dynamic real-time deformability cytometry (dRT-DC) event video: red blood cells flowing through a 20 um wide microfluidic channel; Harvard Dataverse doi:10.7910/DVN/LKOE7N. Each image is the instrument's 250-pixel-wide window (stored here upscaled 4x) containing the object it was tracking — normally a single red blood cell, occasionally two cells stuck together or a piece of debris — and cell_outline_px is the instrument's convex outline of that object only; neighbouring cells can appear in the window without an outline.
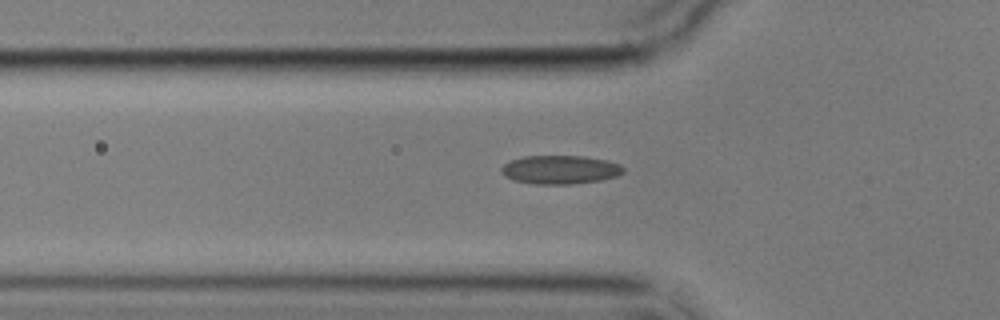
{"species": "common noctule bat (a hibernating species)", "species_latin": "Nyctalus noctula", "temperature_condition": "cold", "stored_images_in_passage": 5, "camera_frame_rate_fps": 3000, "um_per_image_px": 0.085, "animal": {"sex": "male", "body_mass_g": 17.9}, "frame": {"image": 1, "passage_image": 5, "time_ms": 5.667, "image_size_px": [1000, 320], "cell_outline_px": [[624, 172], [616, 176], [600, 180], [572, 184], [536, 184], [512, 180], [504, 176], [500, 172], [500, 168], [508, 160], [524, 156], [584, 156], [608, 160], [620, 164], [624, 168]], "centroid_in_image_um": [47.58, 14.41], "position_along_channel_um": 78.2, "area_um2": 20.58}}